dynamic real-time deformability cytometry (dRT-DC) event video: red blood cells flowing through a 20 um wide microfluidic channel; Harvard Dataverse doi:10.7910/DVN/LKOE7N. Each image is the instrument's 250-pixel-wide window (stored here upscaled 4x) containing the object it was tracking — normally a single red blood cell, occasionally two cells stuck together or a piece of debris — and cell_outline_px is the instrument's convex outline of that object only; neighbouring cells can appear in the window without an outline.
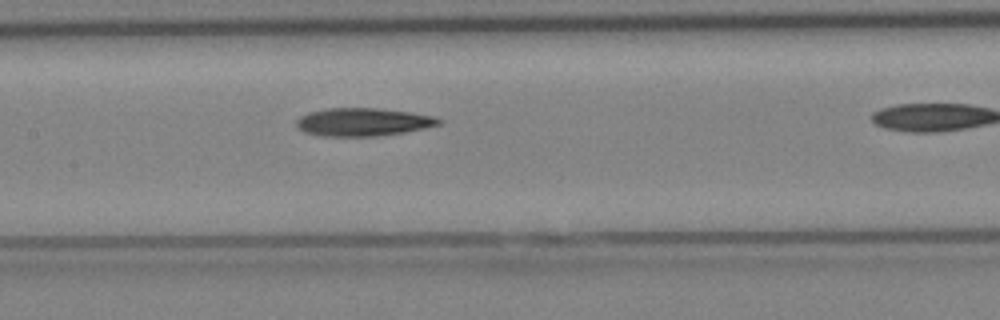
{"species": "Egyptian fruit bat (a non-hibernating species)", "species_latin": "Rousettus aegyptiacus", "temperature_condition": "cold", "stored_images_in_passage": 20, "camera_frame_rate_fps": 3000, "um_per_image_px": 0.085, "animal": {"sex": "female"}, "frame": {"image": 1, "passage_image": 9, "time_ms": 2.667, "image_size_px": [1000, 320], "cell_outline_px": [[440, 124], [424, 128], [404, 132], [380, 136], [324, 136], [304, 132], [296, 124], [296, 120], [300, 116], [308, 112], [328, 108], [380, 108], [408, 112], [432, 116], [440, 120]], "centroid_in_image_um": [30.82, 10.37], "position_along_channel_um": 176.6, "area_um2": 23.06}}
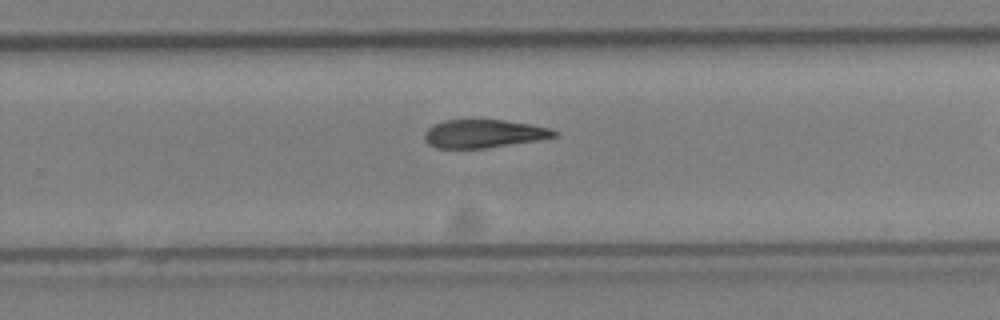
{"frame": {"image": 2, "passage_image": 15, "time_ms": 4.667, "image_size_px": [1000, 320], "cell_outline_px": [[560, 132], [556, 136], [536, 140], [488, 148], [436, 148], [428, 144], [424, 140], [424, 132], [432, 124], [444, 120], [472, 116], [504, 120], [532, 124], [548, 128]], "centroid_in_image_um": [41.04, 11.31], "position_along_channel_um": 288.8, "area_um2": 22.25}}
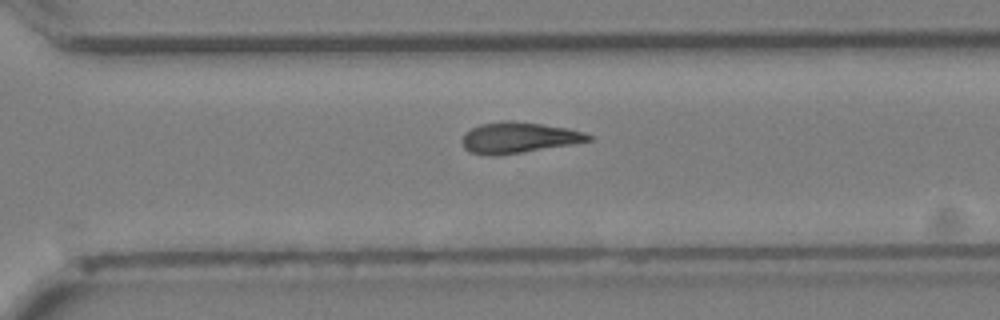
{"frame": {"image": 3, "passage_image": 17, "time_ms": 5.333, "image_size_px": [1000, 320], "cell_outline_px": [[592, 140], [572, 144], [520, 152], [492, 156], [488, 156], [468, 152], [464, 148], [460, 140], [464, 132], [480, 124], [508, 120], [512, 120], [540, 124], [564, 128], [584, 132], [592, 136]], "centroid_in_image_um": [44.0, 11.7], "position_along_channel_um": 326.6, "area_um2": 22.6}}